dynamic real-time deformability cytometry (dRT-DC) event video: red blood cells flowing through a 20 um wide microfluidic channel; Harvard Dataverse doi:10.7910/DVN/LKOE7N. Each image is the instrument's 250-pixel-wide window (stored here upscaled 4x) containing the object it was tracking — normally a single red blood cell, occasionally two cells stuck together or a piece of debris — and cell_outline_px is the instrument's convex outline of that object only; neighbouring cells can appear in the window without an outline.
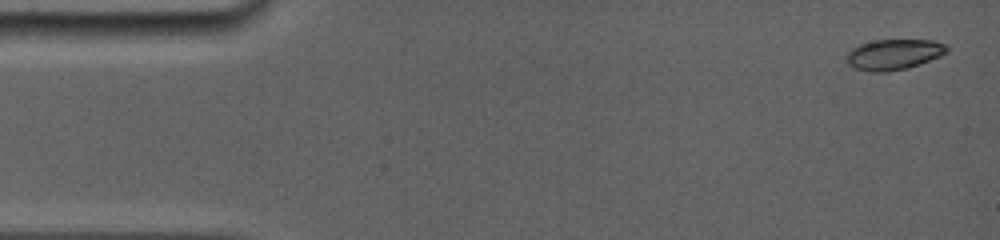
{"species": "common noctule bat (a hibernating species)", "species_latin": "Nyctalus noctula", "temperature_condition": "room temperature", "stored_images_in_passage": 42, "camera_frame_rate_fps": 5000, "um_per_image_px": 0.085, "animal": {"sex": "female", "body_mass_g": 19.0, "forearm_length_mm": 56.7}, "frame": {"image": 1, "passage_image": 1, "time_ms": 0.0, "image_size_px": [1000, 240], "cell_outline_px": [[948, 52], [940, 56], [908, 68], [888, 72], [872, 72], [856, 68], [848, 64], [844, 56], [852, 48], [860, 44], [876, 40], [936, 40], [948, 44]], "centroid_in_image_um": [75.99, 4.62], "position_along_channel_um": 9.0, "area_um2": 18.03}}
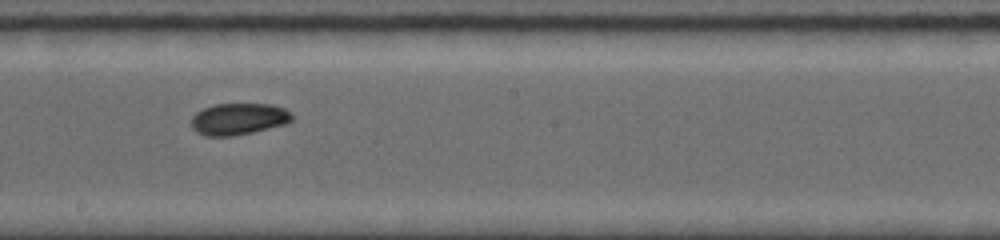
{"frame": {"image": 2, "passage_image": 23, "time_ms": 8.6, "image_size_px": [1000, 240], "cell_outline_px": [[292, 120], [284, 124], [252, 132], [232, 136], [204, 136], [196, 132], [192, 128], [192, 116], [196, 112], [212, 104], [272, 104], [284, 108], [292, 112]], "centroid_in_image_um": [20.26, 10.11], "position_along_channel_um": 227.9, "area_um2": 18.61}}
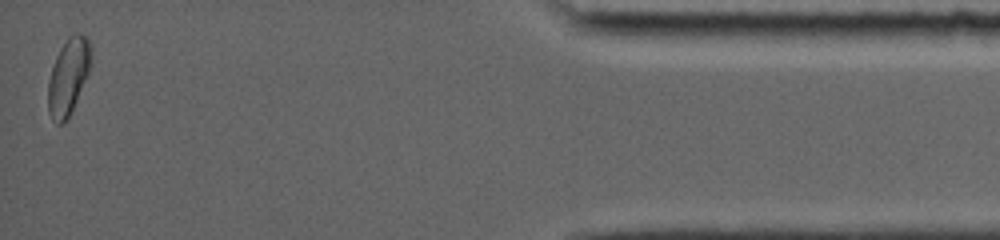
{"frame": {"image": 3, "passage_image": 42, "time_ms": 15.4, "image_size_px": [1000, 240], "cell_outline_px": [[92, 60], [88, 72], [72, 108], [64, 124], [56, 124], [48, 112], [48, 80], [56, 56], [60, 48], [68, 36], [76, 32], [80, 32], [88, 40], [92, 48]], "centroid_in_image_um": [5.8, 6.45], "position_along_channel_um": 429.4, "area_um2": 18.9}, "authors_computed_cell_mechanics": {"area_um2": 18.496, "velocity_mm_per_s": 3.9093, "shape_relaxation_time_tau1_ms": 4.0265, "shape_relaxation_time_tau2_ms": null, "deformation_change_tau1": 0.084, "deformation_change_tau2": null}}